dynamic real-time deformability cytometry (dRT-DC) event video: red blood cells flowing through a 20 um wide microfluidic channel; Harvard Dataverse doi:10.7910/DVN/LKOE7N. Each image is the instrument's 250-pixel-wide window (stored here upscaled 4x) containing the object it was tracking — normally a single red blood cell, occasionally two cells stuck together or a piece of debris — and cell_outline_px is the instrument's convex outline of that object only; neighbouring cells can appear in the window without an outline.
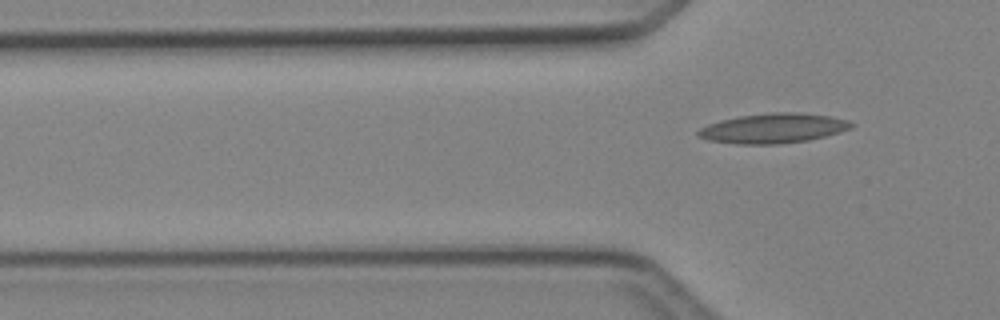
{"species": "Egyptian fruit bat (a non-hibernating species)", "species_latin": "Rousettus aegyptiacus", "temperature_condition": "cold", "stored_images_in_passage": 4, "segment_of_instrument_passage": [2, 2], "camera_frame_rate_fps": 3000, "um_per_image_px": 0.085, "animal": {"sex": "female"}, "frame": {"image": 1, "passage_image": 4, "time_ms": 3.667, "image_size_px": [1000, 320], "cell_outline_px": [[856, 124], [840, 132], [808, 140], [776, 144], [736, 144], [708, 140], [696, 136], [696, 132], [700, 128], [708, 124], [720, 120], [740, 116], [772, 112], [800, 112], [828, 116], [848, 120]], "centroid_in_image_um": [65.69, 10.9], "position_along_channel_um": 60.1, "area_um2": 26.53}}